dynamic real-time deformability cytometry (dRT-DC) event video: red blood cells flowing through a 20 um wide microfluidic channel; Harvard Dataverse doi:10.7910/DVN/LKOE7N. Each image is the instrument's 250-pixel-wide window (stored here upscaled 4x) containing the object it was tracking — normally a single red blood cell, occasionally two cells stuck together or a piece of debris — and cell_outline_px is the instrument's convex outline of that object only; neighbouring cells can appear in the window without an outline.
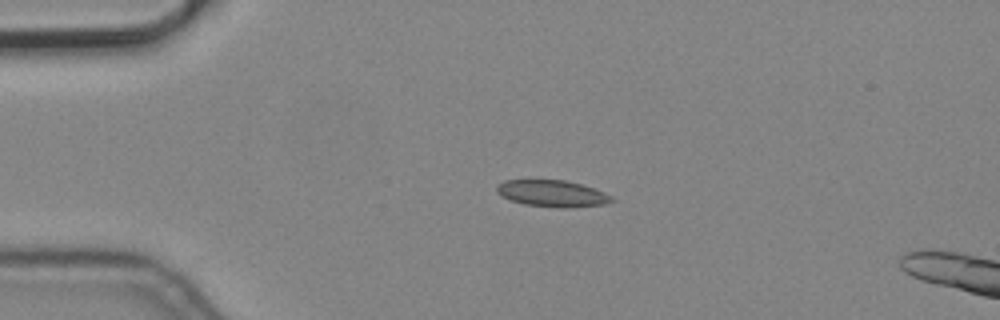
{"species": "common noctule bat (a hibernating species)", "species_latin": "Nyctalus noctula", "temperature_condition": "cold", "stored_images_in_passage": 3, "camera_frame_rate_fps": 3000, "um_per_image_px": 0.085, "animal": {"sex": "male", "body_mass_g": 19.2, "forearm_length_mm": 51.8}, "frame": {"image": 1, "passage_image": 1, "time_ms": 0.0, "image_size_px": [1000, 320], "cell_outline_px": [[616, 200], [604, 204], [564, 208], [524, 204], [500, 196], [496, 192], [496, 184], [504, 180], [564, 180], [580, 184], [604, 192], [612, 196]], "centroid_in_image_um": [46.91, 16.44], "position_along_channel_um": 38.1, "area_um2": 17.74}}